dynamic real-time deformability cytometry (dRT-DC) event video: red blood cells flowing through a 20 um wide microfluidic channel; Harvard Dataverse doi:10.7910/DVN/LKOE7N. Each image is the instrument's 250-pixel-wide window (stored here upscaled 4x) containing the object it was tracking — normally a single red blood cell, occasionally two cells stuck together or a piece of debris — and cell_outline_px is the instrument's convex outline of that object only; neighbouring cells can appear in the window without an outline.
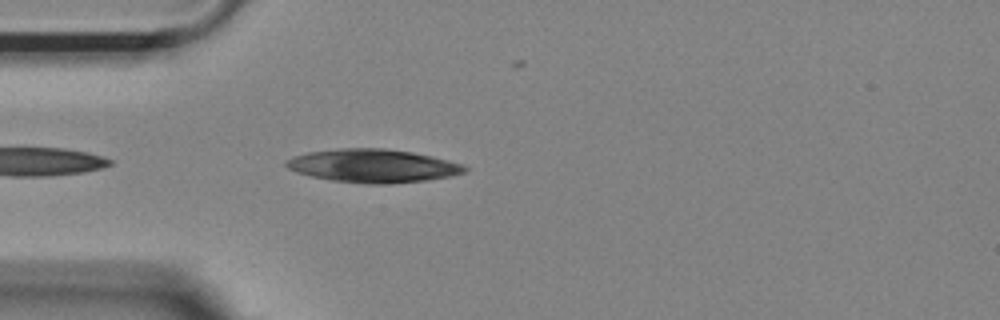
{"species": "Egyptian fruit bat (a non-hibernating species)", "species_latin": "Rousettus aegyptiacus", "temperature_condition": "room temperature", "stored_images_in_passage": 42, "camera_frame_rate_fps": 3000, "um_per_image_px": 0.085, "animal": {"sex": "female"}, "frame": {"image": 1, "passage_image": 2, "time_ms": 0.333, "image_size_px": [1000, 320], "cell_outline_px": [[468, 168], [464, 172], [452, 176], [428, 180], [384, 184], [368, 184], [332, 180], [312, 176], [296, 172], [288, 168], [284, 164], [284, 160], [292, 156], [308, 152], [340, 148], [384, 148], [412, 152], [432, 156], [464, 164]], "centroid_in_image_um": [31.69, 14.09], "position_along_channel_um": 53.3, "area_um2": 34.74}}
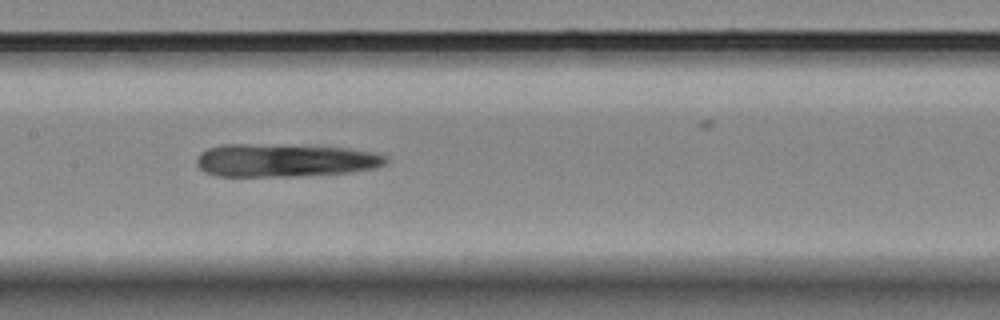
{"frame": {"image": 2, "passage_image": 13, "time_ms": 4.0, "image_size_px": [1000, 320], "cell_outline_px": [[388, 160], [384, 164], [376, 168], [348, 172], [292, 176], [216, 176], [204, 172], [196, 164], [196, 160], [200, 152], [208, 148], [220, 144], [316, 144], [348, 148], [372, 152], [384, 156]], "centroid_in_image_um": [24.18, 13.6], "position_along_channel_um": 183.2, "area_um2": 37.11}}
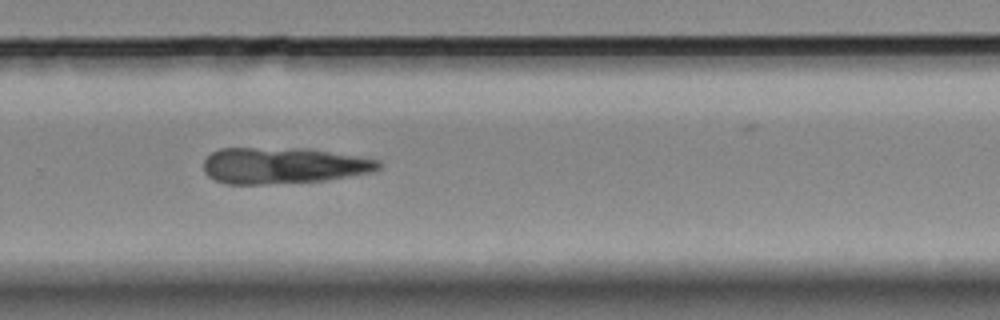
{"frame": {"image": 3, "passage_image": 23, "time_ms": 7.333, "image_size_px": [1000, 320], "cell_outline_px": [[380, 168], [372, 172], [328, 180], [264, 184], [224, 184], [208, 176], [204, 172], [204, 160], [212, 152], [220, 148], [308, 148], [360, 156], [380, 160]], "centroid_in_image_um": [24.09, 14.06], "position_along_channel_um": 305.7, "area_um2": 37.22}}